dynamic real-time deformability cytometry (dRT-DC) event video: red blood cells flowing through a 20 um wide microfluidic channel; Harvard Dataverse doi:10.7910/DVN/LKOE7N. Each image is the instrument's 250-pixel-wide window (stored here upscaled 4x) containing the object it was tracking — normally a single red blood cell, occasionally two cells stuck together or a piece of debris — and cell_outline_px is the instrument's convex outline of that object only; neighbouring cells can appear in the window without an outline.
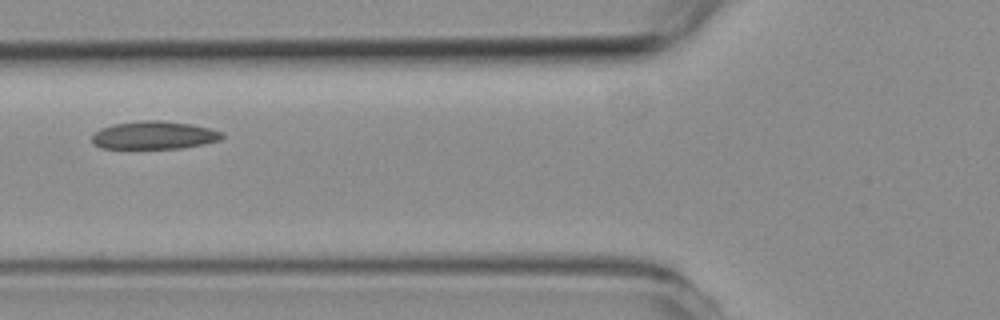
{"species": "common noctule bat (a hibernating species)", "species_latin": "Nyctalus noctula", "temperature_condition": "room temperature", "stored_images_in_passage": 6, "camera_frame_rate_fps": 3000, "um_per_image_px": 0.085, "animal": {"sex": "female", "body_mass_g": 19.3, "forearm_length_mm": 54.1}, "frame": {"image": 1, "passage_image": 6, "time_ms": 6.333, "image_size_px": [1000, 320], "cell_outline_px": [[224, 136], [220, 140], [204, 144], [180, 148], [100, 148], [92, 140], [92, 136], [100, 128], [112, 124], [140, 120], [160, 120], [192, 124], [224, 132]], "centroid_in_image_um": [13.12, 11.48], "position_along_channel_um": 112.7, "area_um2": 21.21}}